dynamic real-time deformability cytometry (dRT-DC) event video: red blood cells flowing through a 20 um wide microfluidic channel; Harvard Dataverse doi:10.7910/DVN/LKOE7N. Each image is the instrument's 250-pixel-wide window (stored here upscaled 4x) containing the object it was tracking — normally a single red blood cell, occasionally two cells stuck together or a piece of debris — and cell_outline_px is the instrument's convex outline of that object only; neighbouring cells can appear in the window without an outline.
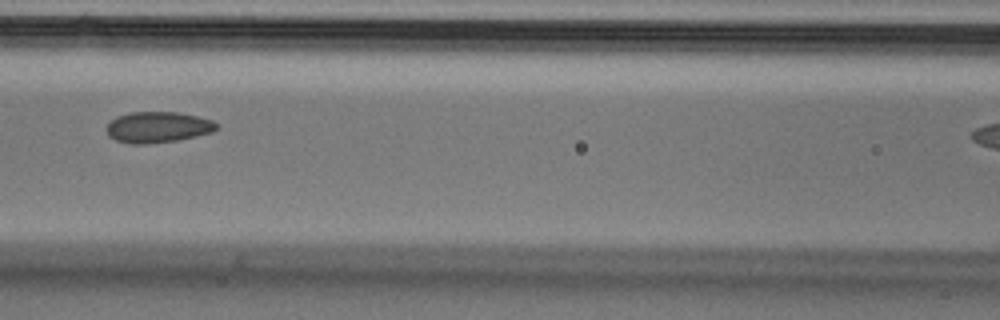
{"species": "Egyptian fruit bat (a non-hibernating species)", "species_latin": "Rousettus aegyptiacus", "temperature_condition": "cold", "stored_images_in_passage": 5, "camera_frame_rate_fps": 3000, "um_per_image_px": 0.085, "animal": {"sex": "male"}, "frame": {"image": 1, "passage_image": 4, "time_ms": 1.0, "image_size_px": [1000, 320], "cell_outline_px": [[216, 128], [212, 132], [196, 136], [176, 140], [144, 144], [128, 144], [116, 140], [108, 136], [108, 124], [116, 116], [128, 112], [176, 112], [196, 116], [212, 120], [216, 124]], "centroid_in_image_um": [13.38, 10.81], "position_along_channel_um": 153.2, "area_um2": 19.65}}